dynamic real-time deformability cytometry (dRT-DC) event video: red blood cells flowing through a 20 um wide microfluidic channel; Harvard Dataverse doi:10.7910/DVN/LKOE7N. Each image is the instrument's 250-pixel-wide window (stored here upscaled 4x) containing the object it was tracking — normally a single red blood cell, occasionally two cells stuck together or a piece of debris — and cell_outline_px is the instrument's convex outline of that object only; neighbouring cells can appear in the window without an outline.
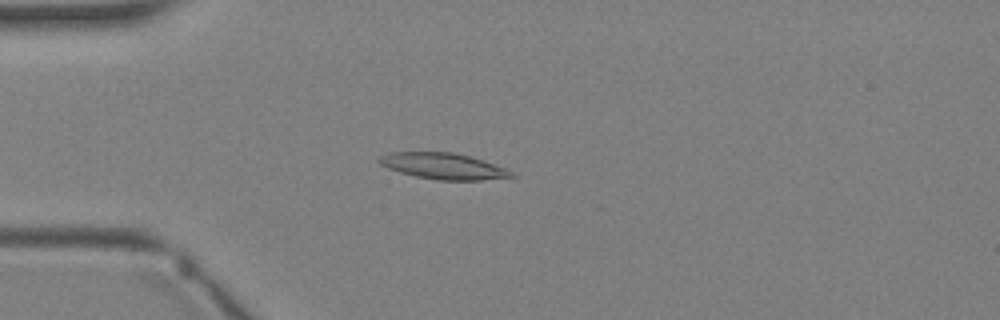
{"species": "Egyptian fruit bat (a non-hibernating species)", "species_latin": "Rousettus aegyptiacus", "temperature_condition": "warm", "stored_images_in_passage": 3, "camera_frame_rate_fps": 3000, "um_per_image_px": 0.085, "animal": {"sex": "female"}, "frame": {"image": 1, "passage_image": 3, "time_ms": 2.333, "image_size_px": [1000, 320], "cell_outline_px": [[516, 176], [480, 180], [436, 180], [416, 176], [400, 172], [388, 168], [380, 164], [376, 160], [380, 156], [388, 152], [452, 152], [468, 156], [504, 168], [512, 172]], "centroid_in_image_um": [37.6, 14.12], "position_along_channel_um": 47.4, "area_um2": 19.83}}